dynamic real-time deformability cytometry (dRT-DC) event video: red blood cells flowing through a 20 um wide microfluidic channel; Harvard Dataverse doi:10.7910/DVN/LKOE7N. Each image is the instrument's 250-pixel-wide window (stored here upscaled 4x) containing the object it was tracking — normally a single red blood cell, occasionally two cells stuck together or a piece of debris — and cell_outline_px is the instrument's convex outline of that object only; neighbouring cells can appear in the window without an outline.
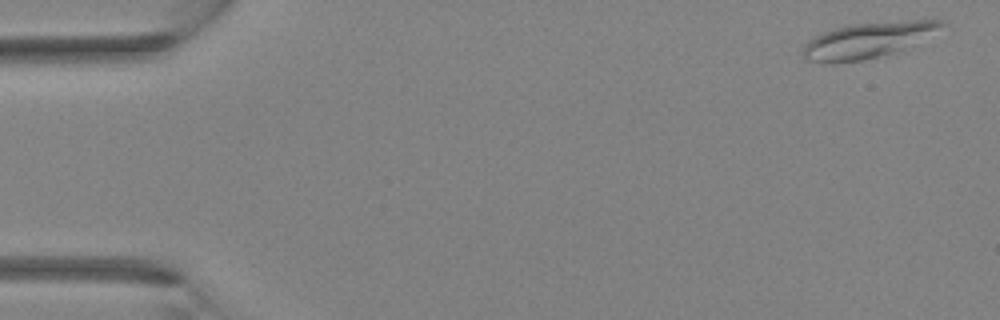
{"species": "Egyptian fruit bat (a non-hibernating species)", "species_latin": "Rousettus aegyptiacus", "temperature_condition": "room temperature", "stored_images_in_passage": 3, "camera_frame_rate_fps": 3000, "um_per_image_px": 0.085, "animal": {"sex": "female"}, "frame": {"image": 1, "passage_image": 1, "time_ms": 0.0, "image_size_px": [1000, 320], "cell_outline_px": [[948, 24], [892, 52], [864, 60], [832, 64], [824, 64], [804, 60], [804, 44], [808, 40], [824, 32], [836, 28], [852, 24], [908, 20], [944, 20]], "centroid_in_image_um": [73.63, 3.43], "position_along_channel_um": 11.4, "area_um2": 27.98}}